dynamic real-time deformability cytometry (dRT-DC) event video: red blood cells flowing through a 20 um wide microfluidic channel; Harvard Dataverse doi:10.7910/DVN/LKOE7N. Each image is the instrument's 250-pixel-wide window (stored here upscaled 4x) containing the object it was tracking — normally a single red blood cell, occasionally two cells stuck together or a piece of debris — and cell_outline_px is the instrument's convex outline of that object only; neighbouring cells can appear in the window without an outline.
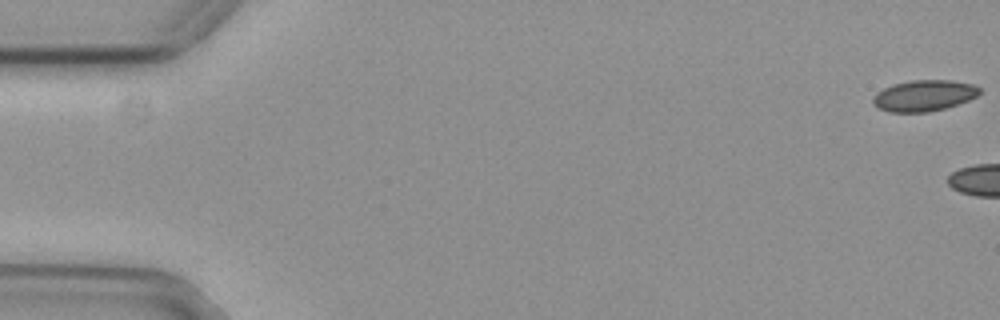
{"species": "common noctule bat (a hibernating species)", "species_latin": "Nyctalus noctula", "temperature_condition": "cold", "stored_images_in_passage": 6, "camera_frame_rate_fps": 3000, "um_per_image_px": 0.085, "animal": {"sex": "female", "body_mass_g": 29.2, "forearm_length_mm": 56.3}, "frame": {"image": 1, "passage_image": 1, "time_ms": 0.0, "image_size_px": [1000, 320], "cell_outline_px": [[980, 92], [976, 96], [968, 100], [944, 108], [928, 112], [888, 112], [872, 104], [872, 100], [876, 92], [892, 84], [912, 80], [952, 80], [972, 84], [980, 88]], "centroid_in_image_um": [78.51, 8.12], "position_along_channel_um": 6.5, "area_um2": 19.25}}